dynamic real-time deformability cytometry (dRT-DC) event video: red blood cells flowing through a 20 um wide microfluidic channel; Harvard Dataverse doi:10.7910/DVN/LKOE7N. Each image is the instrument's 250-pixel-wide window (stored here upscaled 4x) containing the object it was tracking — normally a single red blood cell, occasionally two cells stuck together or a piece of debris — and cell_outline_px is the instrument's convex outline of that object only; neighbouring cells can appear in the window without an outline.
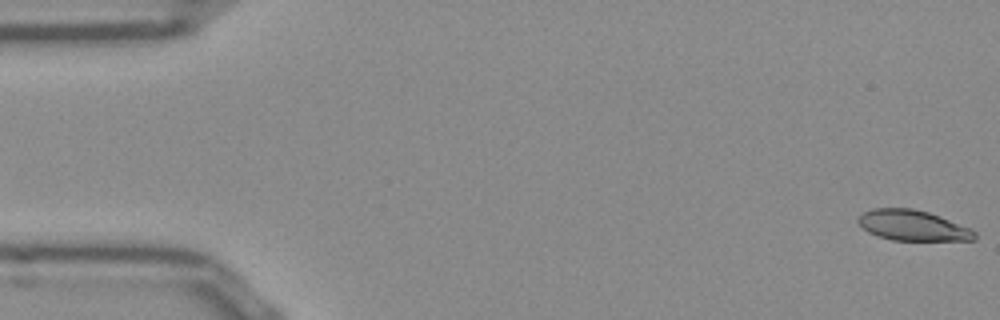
{"species": "Egyptian fruit bat (a non-hibernating species)", "species_latin": "Rousettus aegyptiacus", "temperature_condition": "room temperature", "stored_images_in_passage": 52, "camera_frame_rate_fps": 3000, "um_per_image_px": 0.085, "frame": {"image": 1, "passage_image": 1, "time_ms": 0.0, "image_size_px": [1000, 320], "cell_outline_px": [[976, 240], [892, 240], [876, 236], [868, 232], [856, 220], [864, 212], [872, 208], [912, 208], [928, 212], [940, 216], [972, 228], [976, 232]], "centroid_in_image_um": [77.6, 19.16], "position_along_channel_um": 7.4, "area_um2": 20.75}}
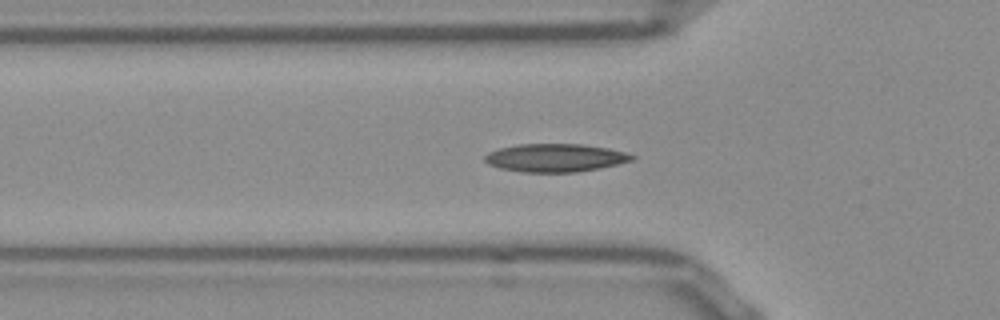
{"frame": {"image": 2, "passage_image": 17, "time_ms": 5.333, "image_size_px": [1000, 320], "cell_outline_px": [[636, 156], [632, 160], [600, 168], [576, 172], [524, 172], [500, 168], [488, 164], [484, 160], [484, 156], [488, 152], [500, 148], [520, 144], [580, 144], [608, 148], [624, 152]], "centroid_in_image_um": [47.17, 13.41], "position_along_channel_um": 78.6, "area_um2": 23.93}}
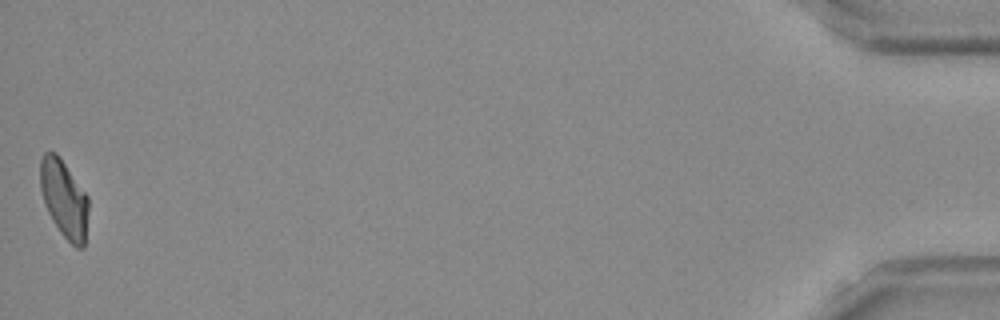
{"frame": {"image": 3, "passage_image": 52, "time_ms": 17.0, "image_size_px": [1000, 320], "cell_outline_px": [[88, 208], [84, 248], [76, 248], [60, 232], [52, 220], [48, 212], [40, 188], [40, 160], [44, 152], [56, 152], [88, 196]], "centroid_in_image_um": [5.44, 16.9], "position_along_channel_um": 429.8, "area_um2": 21.62}, "authors_computed_cell_mechanics": {"area_um2": 22.3108, "velocity_mm_per_s": 3.8721, "shape_relaxation_time_tau1_ms": 6.2508, "shape_relaxation_time_tau2_ms": 2.5115, "deformation_change_tau1": 0.1678, "deformation_change_tau2": 0.0838}}